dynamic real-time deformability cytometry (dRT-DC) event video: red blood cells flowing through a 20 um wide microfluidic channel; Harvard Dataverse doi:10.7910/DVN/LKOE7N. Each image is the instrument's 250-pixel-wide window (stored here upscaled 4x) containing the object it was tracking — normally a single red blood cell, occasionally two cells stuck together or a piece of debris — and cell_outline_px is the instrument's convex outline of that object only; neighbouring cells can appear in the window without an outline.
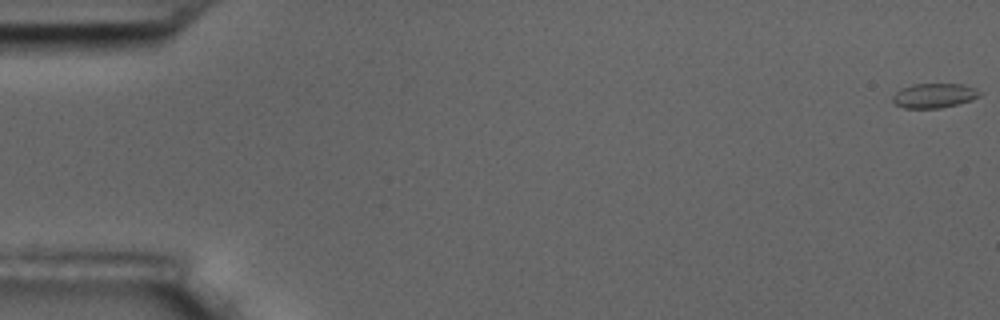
{"species": "common noctule bat (a hibernating species)", "species_latin": "Nyctalus noctula", "temperature_condition": "room temperature", "stored_images_in_passage": 5, "camera_frame_rate_fps": 3000, "um_per_image_px": 0.085, "animal": {"sex": "male", "body_mass_g": 17.5, "forearm_length_mm": 52.3}, "frame": {"image": 1, "passage_image": 1, "time_ms": 0.0, "image_size_px": [1000, 320], "cell_outline_px": [[980, 96], [972, 100], [940, 108], [904, 108], [896, 104], [892, 100], [892, 96], [900, 88], [912, 84], [960, 84], [972, 88], [980, 92]], "centroid_in_image_um": [79.35, 8.12], "position_along_channel_um": 5.6, "area_um2": 12.31}}
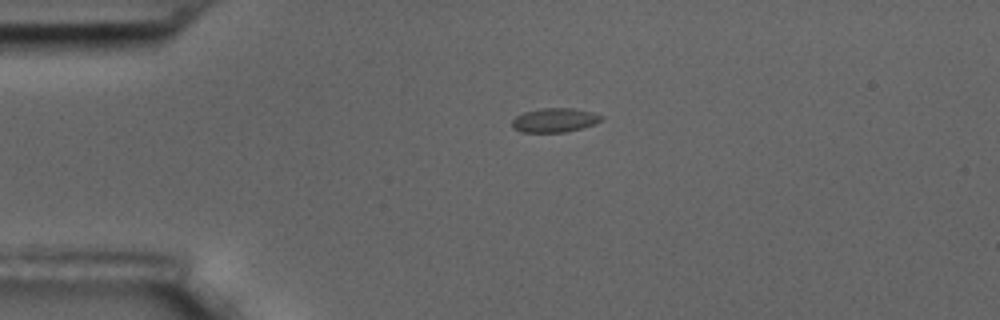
{"frame": {"image": 2, "passage_image": 4, "time_ms": 4.333, "image_size_px": [1000, 320], "cell_outline_px": [[604, 120], [596, 124], [564, 132], [520, 132], [512, 128], [512, 120], [516, 116], [524, 112], [540, 108], [572, 108], [592, 112], [604, 116]], "centroid_in_image_um": [47.15, 10.21], "position_along_channel_um": 37.8, "area_um2": 12.66}}